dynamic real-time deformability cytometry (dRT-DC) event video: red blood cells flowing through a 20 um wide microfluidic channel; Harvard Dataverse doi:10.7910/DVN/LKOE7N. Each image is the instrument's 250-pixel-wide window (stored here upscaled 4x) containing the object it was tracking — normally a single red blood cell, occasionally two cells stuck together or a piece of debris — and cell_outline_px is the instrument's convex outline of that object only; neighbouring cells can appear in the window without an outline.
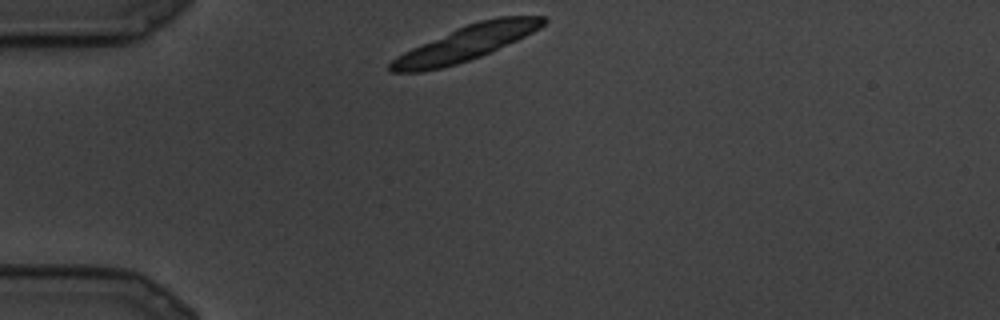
{"species": "common noctule bat (a hibernating species)", "species_latin": "Nyctalus noctula", "temperature_condition": "cold", "stored_images_in_passage": 8, "camera_frame_rate_fps": 3000, "um_per_image_px": 0.085, "animal": {"sex": "male", "body_mass_g": 19.5, "forearm_length_mm": 54.6}, "frame": {"image": 1, "passage_image": 1, "time_ms": 0.0, "image_size_px": [1000, 320], "cell_outline_px": [[548, 20], [540, 28], [516, 40], [480, 56], [456, 64], [440, 68], [420, 72], [392, 72], [388, 68], [388, 64], [396, 56], [412, 48], [456, 28], [480, 20], [500, 16], [544, 16]], "centroid_in_image_um": [39.58, 3.67], "position_along_channel_um": 45.4, "area_um2": 30.58}}